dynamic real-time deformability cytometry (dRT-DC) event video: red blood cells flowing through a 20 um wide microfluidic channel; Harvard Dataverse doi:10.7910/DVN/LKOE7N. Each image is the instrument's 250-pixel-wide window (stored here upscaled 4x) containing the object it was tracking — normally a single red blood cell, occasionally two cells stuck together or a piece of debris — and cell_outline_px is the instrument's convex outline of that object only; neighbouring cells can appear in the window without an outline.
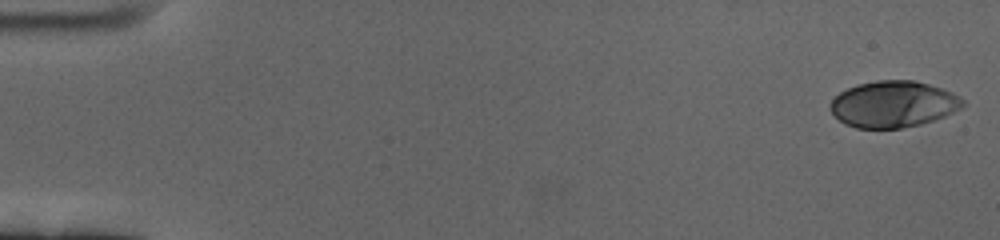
{"species": "human", "species_latin": "Homo sapiens", "temperature_condition": "cold", "stored_images_in_passage": 59, "camera_frame_rate_fps": 3000, "um_per_image_px": 0.085, "donor": {"sex": "female"}, "frame": {"image": 1, "passage_image": 1, "time_ms": 0.0, "image_size_px": [1000, 240], "cell_outline_px": [[964, 104], [960, 108], [944, 116], [920, 124], [900, 128], [856, 128], [844, 124], [828, 108], [828, 104], [840, 92], [856, 84], [876, 80], [916, 80], [952, 92], [960, 96], [964, 100]], "centroid_in_image_um": [75.9, 8.84], "position_along_channel_um": 9.1, "area_um2": 35.78}}
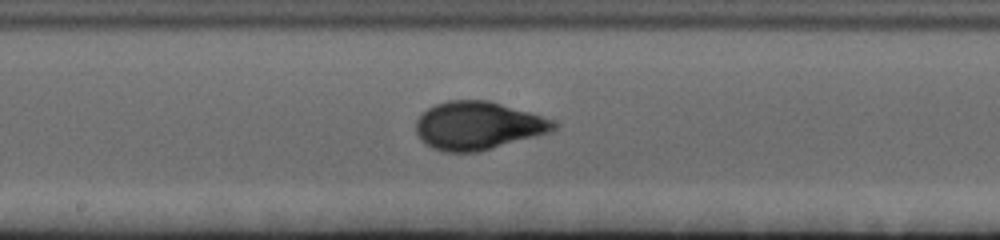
{"frame": {"image": 2, "passage_image": 32, "time_ms": 10.333, "image_size_px": [1000, 240], "cell_outline_px": [[560, 124], [552, 132], [476, 152], [444, 152], [432, 148], [424, 144], [420, 140], [416, 132], [416, 120], [428, 108], [436, 104], [448, 100], [488, 100], [528, 112], [552, 120]], "centroid_in_image_um": [40.6, 10.69], "position_along_channel_um": 207.6, "area_um2": 38.44}}
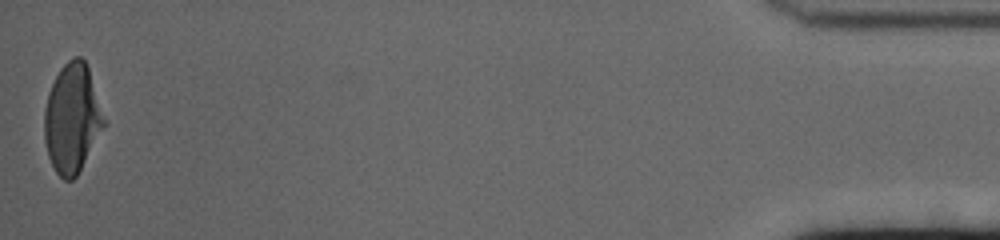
{"frame": {"image": 3, "passage_image": 59, "time_ms": 19.333, "image_size_px": [1000, 240], "cell_outline_px": [[104, 124], [76, 176], [72, 180], [64, 180], [56, 172], [48, 156], [44, 140], [44, 108], [48, 92], [60, 68], [72, 56], [80, 56], [84, 60], [88, 68], [104, 120]], "centroid_in_image_um": [6.07, 10.04], "position_along_channel_um": 429.1, "area_um2": 36.99}, "authors_computed_cell_mechanics": {"area_um2": 36.992, "velocity_mm_per_s": 3.415, "shape_relaxation_time_tau1_ms": 3.8421, "shape_relaxation_time_tau2_ms": null, "deformation_change_tau1": 0.1878, "deformation_change_tau2": null}}